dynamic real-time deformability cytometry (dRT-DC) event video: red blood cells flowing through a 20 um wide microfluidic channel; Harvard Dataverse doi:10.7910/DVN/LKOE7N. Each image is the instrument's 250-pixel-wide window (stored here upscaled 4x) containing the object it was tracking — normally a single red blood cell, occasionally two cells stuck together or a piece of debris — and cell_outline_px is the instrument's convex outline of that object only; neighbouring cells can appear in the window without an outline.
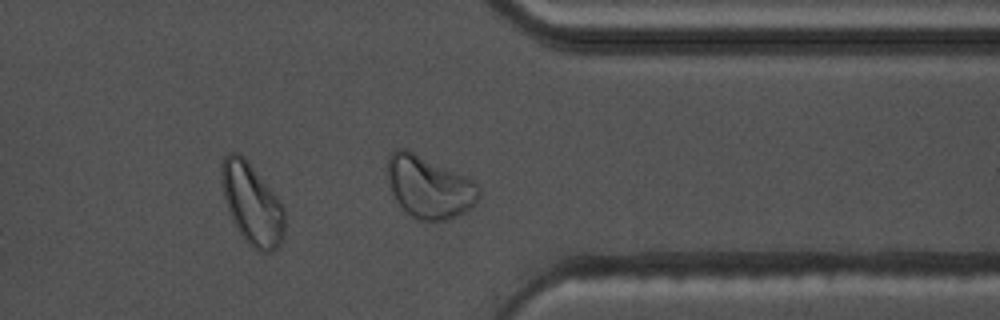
{"species": "common noctule bat (a hibernating species)", "species_latin": "Nyctalus noctula", "temperature_condition": "warm", "stored_images_in_passage": 37, "camera_frame_rate_fps": 3000, "um_per_image_px": 0.085, "animal": {"sex": "male", "body_mass_g": 17.5, "forearm_length_mm": 52.3}, "frame": {"image": 1, "passage_image": 27, "time_ms": 8.667, "image_size_px": [1000, 320], "cell_outline_px": [[284, 236], [280, 244], [272, 252], [260, 252], [252, 248], [248, 244], [236, 228], [232, 220], [224, 196], [220, 180], [220, 164], [224, 156], [228, 152], [236, 152], [244, 156], [248, 160], [276, 196], [284, 208]], "centroid_in_image_um": [21.39, 17.32], "position_along_channel_um": 390.0, "area_um2": 30.06}, "authors_computed_cell_mechanics": {"area_um2": 24.1604, "velocity_mm_per_s": 3.6012, "shape_relaxation_time_tau1_ms": 7.1377, "shape_relaxation_time_tau2_ms": 1.6427, "deformation_change_tau1": 0.1707, "deformation_change_tau2": 0.0621}}